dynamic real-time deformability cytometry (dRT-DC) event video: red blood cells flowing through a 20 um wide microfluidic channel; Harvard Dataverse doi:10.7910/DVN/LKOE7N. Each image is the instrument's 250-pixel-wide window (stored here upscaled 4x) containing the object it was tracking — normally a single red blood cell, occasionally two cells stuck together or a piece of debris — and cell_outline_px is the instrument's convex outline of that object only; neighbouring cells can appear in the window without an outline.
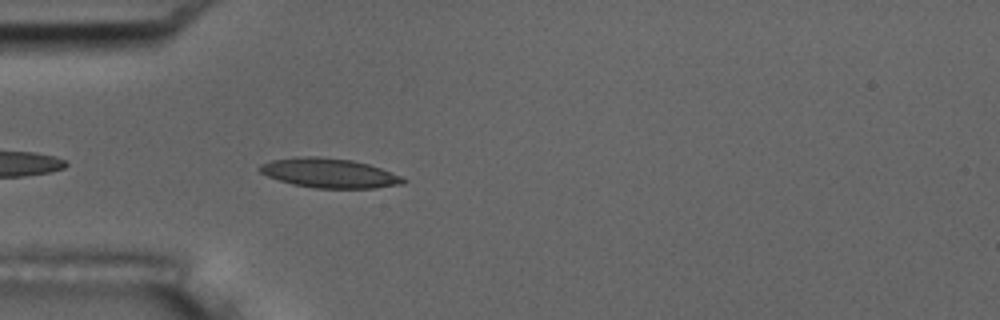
{"species": "common noctule bat (a hibernating species)", "species_latin": "Nyctalus noctula", "temperature_condition": "room temperature", "stored_images_in_passage": 17, "camera_frame_rate_fps": 3000, "um_per_image_px": 0.085, "animal": {"sex": "male", "body_mass_g": 17.5, "forearm_length_mm": 52.3}, "frame": {"image": 1, "passage_image": 3, "time_ms": 0.667, "image_size_px": [1000, 320], "cell_outline_px": [[408, 180], [404, 184], [376, 188], [316, 188], [292, 184], [268, 176], [260, 172], [256, 168], [260, 164], [272, 160], [308, 156], [316, 156], [352, 160], [368, 164], [404, 176]], "centroid_in_image_um": [28.03, 14.72], "position_along_channel_um": 57.0, "area_um2": 24.68}}